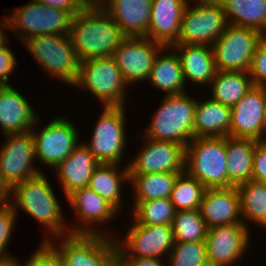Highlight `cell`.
<instances>
[{
  "label": "cell",
  "instance_id": "cell-1",
  "mask_svg": "<svg viewBox=\"0 0 266 266\" xmlns=\"http://www.w3.org/2000/svg\"><path fill=\"white\" fill-rule=\"evenodd\" d=\"M69 38L83 61L111 57L126 36L103 8H93L73 16Z\"/></svg>",
  "mask_w": 266,
  "mask_h": 266
},
{
  "label": "cell",
  "instance_id": "cell-2",
  "mask_svg": "<svg viewBox=\"0 0 266 266\" xmlns=\"http://www.w3.org/2000/svg\"><path fill=\"white\" fill-rule=\"evenodd\" d=\"M11 194L10 204L13 208L16 210L20 207L34 217L52 236L57 238L70 234V229L65 226L59 201L43 172L16 184L11 189Z\"/></svg>",
  "mask_w": 266,
  "mask_h": 266
},
{
  "label": "cell",
  "instance_id": "cell-3",
  "mask_svg": "<svg viewBox=\"0 0 266 266\" xmlns=\"http://www.w3.org/2000/svg\"><path fill=\"white\" fill-rule=\"evenodd\" d=\"M143 137L186 145L194 138L197 99L185 93L165 95Z\"/></svg>",
  "mask_w": 266,
  "mask_h": 266
},
{
  "label": "cell",
  "instance_id": "cell-4",
  "mask_svg": "<svg viewBox=\"0 0 266 266\" xmlns=\"http://www.w3.org/2000/svg\"><path fill=\"white\" fill-rule=\"evenodd\" d=\"M184 171L206 189L229 188L226 137H194L185 147Z\"/></svg>",
  "mask_w": 266,
  "mask_h": 266
},
{
  "label": "cell",
  "instance_id": "cell-5",
  "mask_svg": "<svg viewBox=\"0 0 266 266\" xmlns=\"http://www.w3.org/2000/svg\"><path fill=\"white\" fill-rule=\"evenodd\" d=\"M59 238L63 240L58 246L49 237H45L42 244L59 258L63 266H106L115 257L114 234L113 237L105 234H69Z\"/></svg>",
  "mask_w": 266,
  "mask_h": 266
},
{
  "label": "cell",
  "instance_id": "cell-6",
  "mask_svg": "<svg viewBox=\"0 0 266 266\" xmlns=\"http://www.w3.org/2000/svg\"><path fill=\"white\" fill-rule=\"evenodd\" d=\"M24 46L49 76L74 86L79 77L80 59L69 35L46 34L28 39Z\"/></svg>",
  "mask_w": 266,
  "mask_h": 266
},
{
  "label": "cell",
  "instance_id": "cell-7",
  "mask_svg": "<svg viewBox=\"0 0 266 266\" xmlns=\"http://www.w3.org/2000/svg\"><path fill=\"white\" fill-rule=\"evenodd\" d=\"M12 11L7 16L10 30L18 32L15 35H18L23 44L39 35H69L73 19L69 11L46 6L35 0Z\"/></svg>",
  "mask_w": 266,
  "mask_h": 266
},
{
  "label": "cell",
  "instance_id": "cell-8",
  "mask_svg": "<svg viewBox=\"0 0 266 266\" xmlns=\"http://www.w3.org/2000/svg\"><path fill=\"white\" fill-rule=\"evenodd\" d=\"M76 86L89 90L104 107L125 106V89L128 84L112 56L80 61Z\"/></svg>",
  "mask_w": 266,
  "mask_h": 266
},
{
  "label": "cell",
  "instance_id": "cell-9",
  "mask_svg": "<svg viewBox=\"0 0 266 266\" xmlns=\"http://www.w3.org/2000/svg\"><path fill=\"white\" fill-rule=\"evenodd\" d=\"M265 37L249 27L228 25L211 45L216 69L248 72L254 52Z\"/></svg>",
  "mask_w": 266,
  "mask_h": 266
},
{
  "label": "cell",
  "instance_id": "cell-10",
  "mask_svg": "<svg viewBox=\"0 0 266 266\" xmlns=\"http://www.w3.org/2000/svg\"><path fill=\"white\" fill-rule=\"evenodd\" d=\"M187 4L182 17L177 44H204L211 46L229 25L219 0H195Z\"/></svg>",
  "mask_w": 266,
  "mask_h": 266
},
{
  "label": "cell",
  "instance_id": "cell-11",
  "mask_svg": "<svg viewBox=\"0 0 266 266\" xmlns=\"http://www.w3.org/2000/svg\"><path fill=\"white\" fill-rule=\"evenodd\" d=\"M125 106L104 107L93 130L92 141L84 145L99 163L120 165L126 147Z\"/></svg>",
  "mask_w": 266,
  "mask_h": 266
},
{
  "label": "cell",
  "instance_id": "cell-12",
  "mask_svg": "<svg viewBox=\"0 0 266 266\" xmlns=\"http://www.w3.org/2000/svg\"><path fill=\"white\" fill-rule=\"evenodd\" d=\"M126 238H116L117 258H162L174 246L172 225H141L134 219ZM120 242V243H119Z\"/></svg>",
  "mask_w": 266,
  "mask_h": 266
},
{
  "label": "cell",
  "instance_id": "cell-13",
  "mask_svg": "<svg viewBox=\"0 0 266 266\" xmlns=\"http://www.w3.org/2000/svg\"><path fill=\"white\" fill-rule=\"evenodd\" d=\"M170 47L146 37H126L112 54L127 84L147 81L158 54ZM160 52V53H159Z\"/></svg>",
  "mask_w": 266,
  "mask_h": 266
},
{
  "label": "cell",
  "instance_id": "cell-14",
  "mask_svg": "<svg viewBox=\"0 0 266 266\" xmlns=\"http://www.w3.org/2000/svg\"><path fill=\"white\" fill-rule=\"evenodd\" d=\"M4 137L6 142L0 149V172L4 181L12 189L16 184L41 173V170L33 165L36 151L31 131L22 134H6Z\"/></svg>",
  "mask_w": 266,
  "mask_h": 266
},
{
  "label": "cell",
  "instance_id": "cell-15",
  "mask_svg": "<svg viewBox=\"0 0 266 266\" xmlns=\"http://www.w3.org/2000/svg\"><path fill=\"white\" fill-rule=\"evenodd\" d=\"M41 132L33 128L36 160L53 169L79 145L76 126L67 119L55 118ZM78 141V142H77Z\"/></svg>",
  "mask_w": 266,
  "mask_h": 266
},
{
  "label": "cell",
  "instance_id": "cell-16",
  "mask_svg": "<svg viewBox=\"0 0 266 266\" xmlns=\"http://www.w3.org/2000/svg\"><path fill=\"white\" fill-rule=\"evenodd\" d=\"M145 147L128 162L129 174L183 173L185 147L177 143L156 141L147 137Z\"/></svg>",
  "mask_w": 266,
  "mask_h": 266
},
{
  "label": "cell",
  "instance_id": "cell-17",
  "mask_svg": "<svg viewBox=\"0 0 266 266\" xmlns=\"http://www.w3.org/2000/svg\"><path fill=\"white\" fill-rule=\"evenodd\" d=\"M247 224H228L209 228L205 245L209 266H229L243 257L249 244Z\"/></svg>",
  "mask_w": 266,
  "mask_h": 266
},
{
  "label": "cell",
  "instance_id": "cell-18",
  "mask_svg": "<svg viewBox=\"0 0 266 266\" xmlns=\"http://www.w3.org/2000/svg\"><path fill=\"white\" fill-rule=\"evenodd\" d=\"M266 89L254 86L231 107L229 137L264 141V106Z\"/></svg>",
  "mask_w": 266,
  "mask_h": 266
},
{
  "label": "cell",
  "instance_id": "cell-19",
  "mask_svg": "<svg viewBox=\"0 0 266 266\" xmlns=\"http://www.w3.org/2000/svg\"><path fill=\"white\" fill-rule=\"evenodd\" d=\"M66 199L72 209L78 214L79 222L83 224L70 227V234H105L112 236V234L110 235L106 231L101 233V231L92 226L93 223V225L95 223L106 224L111 219H114V216L119 212L105 198H102L89 187H86L75 190Z\"/></svg>",
  "mask_w": 266,
  "mask_h": 266
},
{
  "label": "cell",
  "instance_id": "cell-20",
  "mask_svg": "<svg viewBox=\"0 0 266 266\" xmlns=\"http://www.w3.org/2000/svg\"><path fill=\"white\" fill-rule=\"evenodd\" d=\"M188 3V0H152L151 20L145 37L164 47L177 44Z\"/></svg>",
  "mask_w": 266,
  "mask_h": 266
},
{
  "label": "cell",
  "instance_id": "cell-21",
  "mask_svg": "<svg viewBox=\"0 0 266 266\" xmlns=\"http://www.w3.org/2000/svg\"><path fill=\"white\" fill-rule=\"evenodd\" d=\"M26 97L11 86H0V126L4 135L30 132L38 123Z\"/></svg>",
  "mask_w": 266,
  "mask_h": 266
},
{
  "label": "cell",
  "instance_id": "cell-22",
  "mask_svg": "<svg viewBox=\"0 0 266 266\" xmlns=\"http://www.w3.org/2000/svg\"><path fill=\"white\" fill-rule=\"evenodd\" d=\"M200 211L208 229L221 225L243 224L237 187L206 189Z\"/></svg>",
  "mask_w": 266,
  "mask_h": 266
},
{
  "label": "cell",
  "instance_id": "cell-23",
  "mask_svg": "<svg viewBox=\"0 0 266 266\" xmlns=\"http://www.w3.org/2000/svg\"><path fill=\"white\" fill-rule=\"evenodd\" d=\"M103 9L126 37H145L150 20L152 0H108Z\"/></svg>",
  "mask_w": 266,
  "mask_h": 266
},
{
  "label": "cell",
  "instance_id": "cell-24",
  "mask_svg": "<svg viewBox=\"0 0 266 266\" xmlns=\"http://www.w3.org/2000/svg\"><path fill=\"white\" fill-rule=\"evenodd\" d=\"M99 164L89 149L79 143L72 153L53 169L65 196L77 189L88 187L92 173Z\"/></svg>",
  "mask_w": 266,
  "mask_h": 266
},
{
  "label": "cell",
  "instance_id": "cell-25",
  "mask_svg": "<svg viewBox=\"0 0 266 266\" xmlns=\"http://www.w3.org/2000/svg\"><path fill=\"white\" fill-rule=\"evenodd\" d=\"M178 54L185 80L205 86L210 84L217 71L211 46L204 44L173 45ZM179 51V52H178Z\"/></svg>",
  "mask_w": 266,
  "mask_h": 266
},
{
  "label": "cell",
  "instance_id": "cell-26",
  "mask_svg": "<svg viewBox=\"0 0 266 266\" xmlns=\"http://www.w3.org/2000/svg\"><path fill=\"white\" fill-rule=\"evenodd\" d=\"M231 107L213 99L197 101L194 137H227L231 125Z\"/></svg>",
  "mask_w": 266,
  "mask_h": 266
},
{
  "label": "cell",
  "instance_id": "cell-27",
  "mask_svg": "<svg viewBox=\"0 0 266 266\" xmlns=\"http://www.w3.org/2000/svg\"><path fill=\"white\" fill-rule=\"evenodd\" d=\"M257 140L226 137L229 188L252 179L253 156Z\"/></svg>",
  "mask_w": 266,
  "mask_h": 266
},
{
  "label": "cell",
  "instance_id": "cell-28",
  "mask_svg": "<svg viewBox=\"0 0 266 266\" xmlns=\"http://www.w3.org/2000/svg\"><path fill=\"white\" fill-rule=\"evenodd\" d=\"M173 50V52H172ZM165 55H157L147 79L152 86L167 92V96L185 93L186 83L182 73L181 61L174 49Z\"/></svg>",
  "mask_w": 266,
  "mask_h": 266
},
{
  "label": "cell",
  "instance_id": "cell-29",
  "mask_svg": "<svg viewBox=\"0 0 266 266\" xmlns=\"http://www.w3.org/2000/svg\"><path fill=\"white\" fill-rule=\"evenodd\" d=\"M117 164L100 163L92 173L88 187L121 210V185L129 182V167L119 169ZM118 169L121 171H118Z\"/></svg>",
  "mask_w": 266,
  "mask_h": 266
},
{
  "label": "cell",
  "instance_id": "cell-30",
  "mask_svg": "<svg viewBox=\"0 0 266 266\" xmlns=\"http://www.w3.org/2000/svg\"><path fill=\"white\" fill-rule=\"evenodd\" d=\"M229 25L249 27L266 36V0H219Z\"/></svg>",
  "mask_w": 266,
  "mask_h": 266
},
{
  "label": "cell",
  "instance_id": "cell-31",
  "mask_svg": "<svg viewBox=\"0 0 266 266\" xmlns=\"http://www.w3.org/2000/svg\"><path fill=\"white\" fill-rule=\"evenodd\" d=\"M211 85V99L229 107H233L254 87L249 72L242 71L217 70Z\"/></svg>",
  "mask_w": 266,
  "mask_h": 266
},
{
  "label": "cell",
  "instance_id": "cell-32",
  "mask_svg": "<svg viewBox=\"0 0 266 266\" xmlns=\"http://www.w3.org/2000/svg\"><path fill=\"white\" fill-rule=\"evenodd\" d=\"M180 173L162 172L129 174V183L134 188V207L142 201L170 198L174 182Z\"/></svg>",
  "mask_w": 266,
  "mask_h": 266
},
{
  "label": "cell",
  "instance_id": "cell-33",
  "mask_svg": "<svg viewBox=\"0 0 266 266\" xmlns=\"http://www.w3.org/2000/svg\"><path fill=\"white\" fill-rule=\"evenodd\" d=\"M237 191L243 224L248 220L266 228V184L251 179L238 185Z\"/></svg>",
  "mask_w": 266,
  "mask_h": 266
},
{
  "label": "cell",
  "instance_id": "cell-34",
  "mask_svg": "<svg viewBox=\"0 0 266 266\" xmlns=\"http://www.w3.org/2000/svg\"><path fill=\"white\" fill-rule=\"evenodd\" d=\"M205 190L206 188L200 181L191 177L185 171L179 174L170 195L175 211L200 209Z\"/></svg>",
  "mask_w": 266,
  "mask_h": 266
},
{
  "label": "cell",
  "instance_id": "cell-35",
  "mask_svg": "<svg viewBox=\"0 0 266 266\" xmlns=\"http://www.w3.org/2000/svg\"><path fill=\"white\" fill-rule=\"evenodd\" d=\"M172 229L175 242L205 241L208 231L200 209L176 211Z\"/></svg>",
  "mask_w": 266,
  "mask_h": 266
},
{
  "label": "cell",
  "instance_id": "cell-36",
  "mask_svg": "<svg viewBox=\"0 0 266 266\" xmlns=\"http://www.w3.org/2000/svg\"><path fill=\"white\" fill-rule=\"evenodd\" d=\"M133 211V219L145 226L172 225L176 212L170 198L139 202Z\"/></svg>",
  "mask_w": 266,
  "mask_h": 266
},
{
  "label": "cell",
  "instance_id": "cell-37",
  "mask_svg": "<svg viewBox=\"0 0 266 266\" xmlns=\"http://www.w3.org/2000/svg\"><path fill=\"white\" fill-rule=\"evenodd\" d=\"M165 266H209L205 241L175 242Z\"/></svg>",
  "mask_w": 266,
  "mask_h": 266
},
{
  "label": "cell",
  "instance_id": "cell-38",
  "mask_svg": "<svg viewBox=\"0 0 266 266\" xmlns=\"http://www.w3.org/2000/svg\"><path fill=\"white\" fill-rule=\"evenodd\" d=\"M17 210L10 203L0 205V256L5 261L15 259L14 257L12 258L11 254L8 255L9 252L6 253L5 251L12 235L11 232L14 229L13 226L16 224Z\"/></svg>",
  "mask_w": 266,
  "mask_h": 266
},
{
  "label": "cell",
  "instance_id": "cell-39",
  "mask_svg": "<svg viewBox=\"0 0 266 266\" xmlns=\"http://www.w3.org/2000/svg\"><path fill=\"white\" fill-rule=\"evenodd\" d=\"M248 72L254 86L266 89V37L257 46Z\"/></svg>",
  "mask_w": 266,
  "mask_h": 266
},
{
  "label": "cell",
  "instance_id": "cell-40",
  "mask_svg": "<svg viewBox=\"0 0 266 266\" xmlns=\"http://www.w3.org/2000/svg\"><path fill=\"white\" fill-rule=\"evenodd\" d=\"M252 179L266 184V140L256 142L253 156Z\"/></svg>",
  "mask_w": 266,
  "mask_h": 266
},
{
  "label": "cell",
  "instance_id": "cell-41",
  "mask_svg": "<svg viewBox=\"0 0 266 266\" xmlns=\"http://www.w3.org/2000/svg\"><path fill=\"white\" fill-rule=\"evenodd\" d=\"M23 266H63L59 258L45 245H39Z\"/></svg>",
  "mask_w": 266,
  "mask_h": 266
},
{
  "label": "cell",
  "instance_id": "cell-42",
  "mask_svg": "<svg viewBox=\"0 0 266 266\" xmlns=\"http://www.w3.org/2000/svg\"><path fill=\"white\" fill-rule=\"evenodd\" d=\"M13 54L7 45L0 48V86H11L8 76L13 73L17 62Z\"/></svg>",
  "mask_w": 266,
  "mask_h": 266
},
{
  "label": "cell",
  "instance_id": "cell-43",
  "mask_svg": "<svg viewBox=\"0 0 266 266\" xmlns=\"http://www.w3.org/2000/svg\"><path fill=\"white\" fill-rule=\"evenodd\" d=\"M39 3H43L46 6H52L59 9L69 11L73 16L80 13L84 8L78 2V0H35Z\"/></svg>",
  "mask_w": 266,
  "mask_h": 266
},
{
  "label": "cell",
  "instance_id": "cell-44",
  "mask_svg": "<svg viewBox=\"0 0 266 266\" xmlns=\"http://www.w3.org/2000/svg\"><path fill=\"white\" fill-rule=\"evenodd\" d=\"M121 266H164L160 258H118Z\"/></svg>",
  "mask_w": 266,
  "mask_h": 266
},
{
  "label": "cell",
  "instance_id": "cell-45",
  "mask_svg": "<svg viewBox=\"0 0 266 266\" xmlns=\"http://www.w3.org/2000/svg\"><path fill=\"white\" fill-rule=\"evenodd\" d=\"M11 188L4 181L2 174L0 172V205L1 204H9L11 199ZM9 198V199H8Z\"/></svg>",
  "mask_w": 266,
  "mask_h": 266
},
{
  "label": "cell",
  "instance_id": "cell-46",
  "mask_svg": "<svg viewBox=\"0 0 266 266\" xmlns=\"http://www.w3.org/2000/svg\"><path fill=\"white\" fill-rule=\"evenodd\" d=\"M84 9L103 8L108 0H78Z\"/></svg>",
  "mask_w": 266,
  "mask_h": 266
},
{
  "label": "cell",
  "instance_id": "cell-47",
  "mask_svg": "<svg viewBox=\"0 0 266 266\" xmlns=\"http://www.w3.org/2000/svg\"><path fill=\"white\" fill-rule=\"evenodd\" d=\"M8 31L7 29H10V26H9V22H8V19H4L2 21V23L0 24V48H3L7 45V43H9V40L8 38L5 39L7 36H5V34L3 33L4 30Z\"/></svg>",
  "mask_w": 266,
  "mask_h": 266
},
{
  "label": "cell",
  "instance_id": "cell-48",
  "mask_svg": "<svg viewBox=\"0 0 266 266\" xmlns=\"http://www.w3.org/2000/svg\"><path fill=\"white\" fill-rule=\"evenodd\" d=\"M1 266H22L16 258L10 261H5Z\"/></svg>",
  "mask_w": 266,
  "mask_h": 266
},
{
  "label": "cell",
  "instance_id": "cell-49",
  "mask_svg": "<svg viewBox=\"0 0 266 266\" xmlns=\"http://www.w3.org/2000/svg\"><path fill=\"white\" fill-rule=\"evenodd\" d=\"M106 266H121V263L115 256Z\"/></svg>",
  "mask_w": 266,
  "mask_h": 266
},
{
  "label": "cell",
  "instance_id": "cell-50",
  "mask_svg": "<svg viewBox=\"0 0 266 266\" xmlns=\"http://www.w3.org/2000/svg\"><path fill=\"white\" fill-rule=\"evenodd\" d=\"M266 95H265V106H264V140H266Z\"/></svg>",
  "mask_w": 266,
  "mask_h": 266
},
{
  "label": "cell",
  "instance_id": "cell-51",
  "mask_svg": "<svg viewBox=\"0 0 266 266\" xmlns=\"http://www.w3.org/2000/svg\"><path fill=\"white\" fill-rule=\"evenodd\" d=\"M5 262V260L0 256V266Z\"/></svg>",
  "mask_w": 266,
  "mask_h": 266
}]
</instances>
